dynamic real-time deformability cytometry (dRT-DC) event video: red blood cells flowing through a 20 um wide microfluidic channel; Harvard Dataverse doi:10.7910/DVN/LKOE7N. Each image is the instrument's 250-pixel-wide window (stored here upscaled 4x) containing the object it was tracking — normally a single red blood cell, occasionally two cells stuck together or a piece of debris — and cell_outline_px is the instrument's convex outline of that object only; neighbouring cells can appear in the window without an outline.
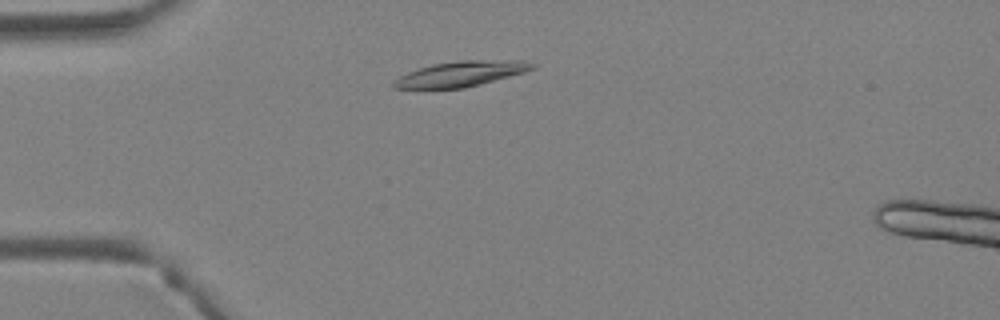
{"species": "Egyptian fruit bat (a non-hibernating species)", "species_latin": "Rousettus aegyptiacus", "temperature_condition": "warm", "stored_images_in_passage": 3, "camera_frame_rate_fps": 3000, "um_per_image_px": 0.085, "animal": {"sex": "female"}, "frame": {"image": 1, "passage_image": 2, "time_ms": 0.333, "image_size_px": [1000, 320], "cell_outline_px": [[536, 68], [524, 72], [480, 84], [464, 88], [392, 88], [392, 80], [408, 72], [432, 64], [460, 60], [524, 60], [536, 64]], "centroid_in_image_um": [39.19, 6.27], "position_along_channel_um": 45.8, "area_um2": 20.35}}